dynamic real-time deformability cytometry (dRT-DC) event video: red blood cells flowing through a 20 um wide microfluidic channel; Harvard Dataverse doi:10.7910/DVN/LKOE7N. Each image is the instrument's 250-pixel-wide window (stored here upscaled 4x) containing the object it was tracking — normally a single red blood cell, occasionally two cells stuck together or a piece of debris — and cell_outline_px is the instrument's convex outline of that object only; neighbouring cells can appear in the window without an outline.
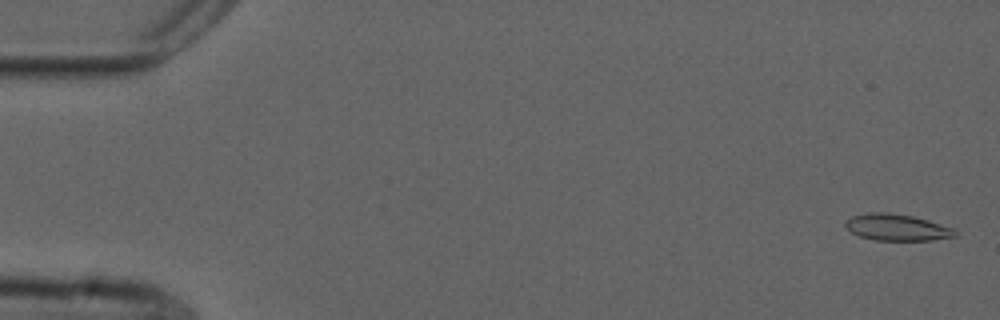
{"species": "common noctule bat (a hibernating species)", "species_latin": "Nyctalus noctula", "temperature_condition": "cold", "stored_images_in_passage": 56, "camera_frame_rate_fps": 3000, "um_per_image_px": 0.085, "animal": {"sex": "male", "forearm_length_mm": 52.5}, "frame": {"image": 1, "passage_image": 2, "time_ms": 0.333, "image_size_px": [1000, 320], "cell_outline_px": [[956, 236], [932, 240], [876, 240], [860, 236], [852, 232], [844, 224], [852, 216], [868, 212], [888, 212], [912, 216], [928, 220], [952, 228], [956, 232]], "centroid_in_image_um": [76.23, 19.32], "position_along_channel_um": 8.8, "area_um2": 16.7}}
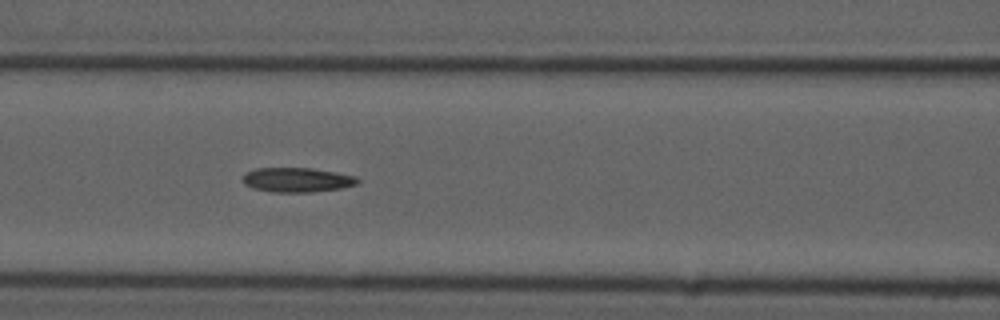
{"frame": {"image": 2, "passage_image": 24, "time_ms": 7.667, "image_size_px": [1000, 320], "cell_outline_px": [[360, 180], [356, 184], [340, 188], [312, 192], [272, 192], [252, 188], [244, 184], [244, 176], [248, 172], [256, 168], [312, 168], [336, 172], [356, 176]], "centroid_in_image_um": [25.27, 15.29], "position_along_channel_um": 141.3, "area_um2": 16.3}}
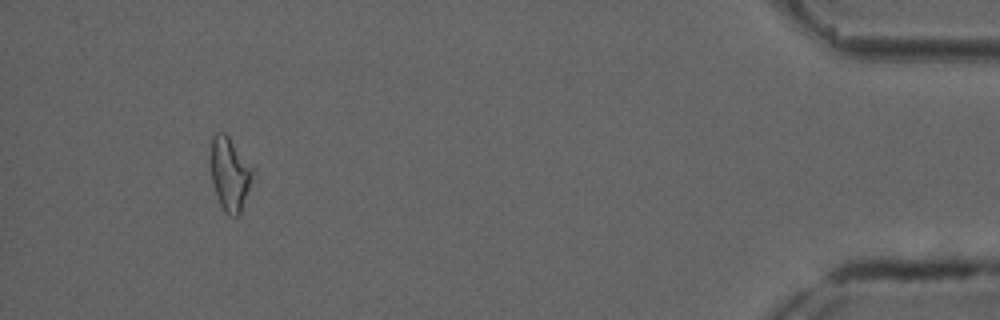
{"frame": {"image": 3, "passage_image": 52, "time_ms": 17.0, "image_size_px": [1000, 320], "cell_outline_px": [[256, 172], [240, 216], [228, 216], [224, 212], [220, 204], [212, 180], [212, 136], [216, 132], [224, 132], [228, 136]], "centroid_in_image_um": [19.59, 14.84], "position_along_channel_um": 415.6, "area_um2": 17.92}, "authors_computed_cell_mechanics": {"area_um2": 16.3574, "velocity_mm_per_s": 3.6947, "shape_relaxation_time_tau1_ms": null, "shape_relaxation_time_tau2_ms": 5.3358, "deformation_change_tau1": null, "deformation_change_tau2": 0.1502}}